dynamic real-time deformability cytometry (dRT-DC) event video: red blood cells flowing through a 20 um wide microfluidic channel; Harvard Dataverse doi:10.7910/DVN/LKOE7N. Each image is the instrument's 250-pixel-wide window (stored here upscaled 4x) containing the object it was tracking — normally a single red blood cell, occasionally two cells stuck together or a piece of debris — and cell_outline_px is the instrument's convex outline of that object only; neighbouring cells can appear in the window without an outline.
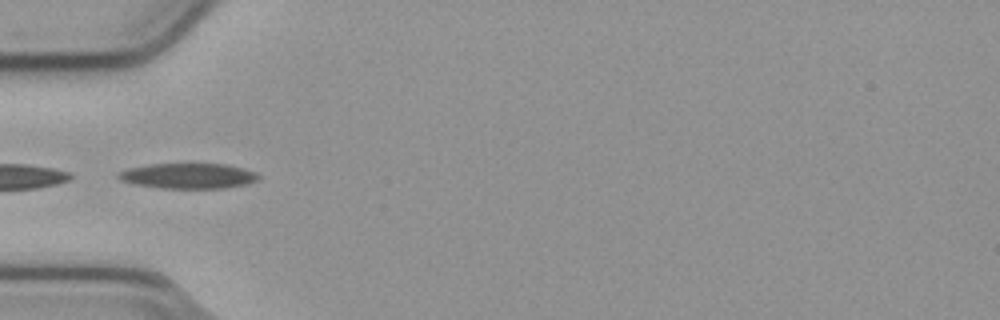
{"species": "common noctule bat (a hibernating species)", "species_latin": "Nyctalus noctula", "temperature_condition": "cold", "stored_images_in_passage": 35, "camera_frame_rate_fps": 3000, "um_per_image_px": 0.085, "animal": {"sex": "male", "body_mass_g": 23.1, "forearm_length_mm": 52.7}, "frame": {"image": 1, "passage_image": 1, "time_ms": 0.0, "image_size_px": [1000, 320], "cell_outline_px": [[260, 176], [256, 180], [244, 184], [220, 188], [160, 188], [132, 184], [120, 180], [116, 176], [120, 172], [128, 168], [148, 164], [228, 164], [244, 168], [256, 172]], "centroid_in_image_um": [15.96, 14.94], "position_along_channel_um": 69.0, "area_um2": 20.63}, "authors_computed_cell_mechanics": {"area_um2": 20.1722, "velocity_mm_per_s": 3.8116, "shape_relaxation_time_tau1_ms": null, "shape_relaxation_time_tau2_ms": 10.5468, "deformation_change_tau1": null, "deformation_change_tau2": 0.2345}}